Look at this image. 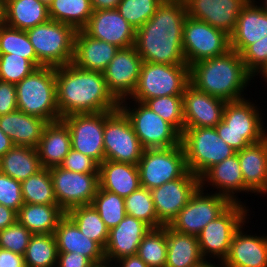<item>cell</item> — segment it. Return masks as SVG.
I'll list each match as a JSON object with an SVG mask.
<instances>
[{"label":"cell","instance_id":"obj_24","mask_svg":"<svg viewBox=\"0 0 267 267\" xmlns=\"http://www.w3.org/2000/svg\"><path fill=\"white\" fill-rule=\"evenodd\" d=\"M248 222L235 232L229 254L222 262L223 267H267V236L244 232Z\"/></svg>","mask_w":267,"mask_h":267},{"label":"cell","instance_id":"obj_12","mask_svg":"<svg viewBox=\"0 0 267 267\" xmlns=\"http://www.w3.org/2000/svg\"><path fill=\"white\" fill-rule=\"evenodd\" d=\"M230 50V36L204 21L189 16L183 24V52L190 67L199 61L225 54Z\"/></svg>","mask_w":267,"mask_h":267},{"label":"cell","instance_id":"obj_45","mask_svg":"<svg viewBox=\"0 0 267 267\" xmlns=\"http://www.w3.org/2000/svg\"><path fill=\"white\" fill-rule=\"evenodd\" d=\"M161 3V0H121L117 10L137 30L155 14Z\"/></svg>","mask_w":267,"mask_h":267},{"label":"cell","instance_id":"obj_39","mask_svg":"<svg viewBox=\"0 0 267 267\" xmlns=\"http://www.w3.org/2000/svg\"><path fill=\"white\" fill-rule=\"evenodd\" d=\"M22 198L28 204H58L55 196L51 173L42 168L21 182Z\"/></svg>","mask_w":267,"mask_h":267},{"label":"cell","instance_id":"obj_21","mask_svg":"<svg viewBox=\"0 0 267 267\" xmlns=\"http://www.w3.org/2000/svg\"><path fill=\"white\" fill-rule=\"evenodd\" d=\"M226 103L189 83L183 93L184 127H216L222 121Z\"/></svg>","mask_w":267,"mask_h":267},{"label":"cell","instance_id":"obj_6","mask_svg":"<svg viewBox=\"0 0 267 267\" xmlns=\"http://www.w3.org/2000/svg\"><path fill=\"white\" fill-rule=\"evenodd\" d=\"M181 144L187 169L199 178L213 165L237 153L219 137L215 127H184Z\"/></svg>","mask_w":267,"mask_h":267},{"label":"cell","instance_id":"obj_61","mask_svg":"<svg viewBox=\"0 0 267 267\" xmlns=\"http://www.w3.org/2000/svg\"><path fill=\"white\" fill-rule=\"evenodd\" d=\"M257 3L265 12H267V0L262 1L261 4L259 2Z\"/></svg>","mask_w":267,"mask_h":267},{"label":"cell","instance_id":"obj_51","mask_svg":"<svg viewBox=\"0 0 267 267\" xmlns=\"http://www.w3.org/2000/svg\"><path fill=\"white\" fill-rule=\"evenodd\" d=\"M16 110L18 108L15 84L0 81V116Z\"/></svg>","mask_w":267,"mask_h":267},{"label":"cell","instance_id":"obj_2","mask_svg":"<svg viewBox=\"0 0 267 267\" xmlns=\"http://www.w3.org/2000/svg\"><path fill=\"white\" fill-rule=\"evenodd\" d=\"M60 117L116 111L119 101L108 90L103 72L88 71L73 63L55 67Z\"/></svg>","mask_w":267,"mask_h":267},{"label":"cell","instance_id":"obj_28","mask_svg":"<svg viewBox=\"0 0 267 267\" xmlns=\"http://www.w3.org/2000/svg\"><path fill=\"white\" fill-rule=\"evenodd\" d=\"M244 184L255 194L267 195V137L237 151Z\"/></svg>","mask_w":267,"mask_h":267},{"label":"cell","instance_id":"obj_10","mask_svg":"<svg viewBox=\"0 0 267 267\" xmlns=\"http://www.w3.org/2000/svg\"><path fill=\"white\" fill-rule=\"evenodd\" d=\"M249 211V207L244 203H232L202 229L197 238L204 259L224 261L229 254L233 236L248 220Z\"/></svg>","mask_w":267,"mask_h":267},{"label":"cell","instance_id":"obj_19","mask_svg":"<svg viewBox=\"0 0 267 267\" xmlns=\"http://www.w3.org/2000/svg\"><path fill=\"white\" fill-rule=\"evenodd\" d=\"M82 30L88 36L113 44L120 49L135 45L136 29L120 15L117 9L93 11Z\"/></svg>","mask_w":267,"mask_h":267},{"label":"cell","instance_id":"obj_43","mask_svg":"<svg viewBox=\"0 0 267 267\" xmlns=\"http://www.w3.org/2000/svg\"><path fill=\"white\" fill-rule=\"evenodd\" d=\"M92 205L109 230L116 227L126 216L124 197L101 188H98Z\"/></svg>","mask_w":267,"mask_h":267},{"label":"cell","instance_id":"obj_53","mask_svg":"<svg viewBox=\"0 0 267 267\" xmlns=\"http://www.w3.org/2000/svg\"><path fill=\"white\" fill-rule=\"evenodd\" d=\"M0 267H26L24 256L0 248Z\"/></svg>","mask_w":267,"mask_h":267},{"label":"cell","instance_id":"obj_62","mask_svg":"<svg viewBox=\"0 0 267 267\" xmlns=\"http://www.w3.org/2000/svg\"><path fill=\"white\" fill-rule=\"evenodd\" d=\"M92 267H112V264H109L108 262H104L101 264L93 265Z\"/></svg>","mask_w":267,"mask_h":267},{"label":"cell","instance_id":"obj_5","mask_svg":"<svg viewBox=\"0 0 267 267\" xmlns=\"http://www.w3.org/2000/svg\"><path fill=\"white\" fill-rule=\"evenodd\" d=\"M15 87L19 111L48 122L61 120L57 106L55 67L36 68Z\"/></svg>","mask_w":267,"mask_h":267},{"label":"cell","instance_id":"obj_35","mask_svg":"<svg viewBox=\"0 0 267 267\" xmlns=\"http://www.w3.org/2000/svg\"><path fill=\"white\" fill-rule=\"evenodd\" d=\"M36 148L14 146L0 158V172L22 182L42 169Z\"/></svg>","mask_w":267,"mask_h":267},{"label":"cell","instance_id":"obj_54","mask_svg":"<svg viewBox=\"0 0 267 267\" xmlns=\"http://www.w3.org/2000/svg\"><path fill=\"white\" fill-rule=\"evenodd\" d=\"M17 221V212L0 204V231Z\"/></svg>","mask_w":267,"mask_h":267},{"label":"cell","instance_id":"obj_1","mask_svg":"<svg viewBox=\"0 0 267 267\" xmlns=\"http://www.w3.org/2000/svg\"><path fill=\"white\" fill-rule=\"evenodd\" d=\"M184 3L162 2L155 14L136 30L135 47L144 62L187 65L183 52Z\"/></svg>","mask_w":267,"mask_h":267},{"label":"cell","instance_id":"obj_56","mask_svg":"<svg viewBox=\"0 0 267 267\" xmlns=\"http://www.w3.org/2000/svg\"><path fill=\"white\" fill-rule=\"evenodd\" d=\"M121 0H91L93 11L117 9Z\"/></svg>","mask_w":267,"mask_h":267},{"label":"cell","instance_id":"obj_33","mask_svg":"<svg viewBox=\"0 0 267 267\" xmlns=\"http://www.w3.org/2000/svg\"><path fill=\"white\" fill-rule=\"evenodd\" d=\"M66 212L58 204L24 203L17 212V221L33 235L54 234Z\"/></svg>","mask_w":267,"mask_h":267},{"label":"cell","instance_id":"obj_26","mask_svg":"<svg viewBox=\"0 0 267 267\" xmlns=\"http://www.w3.org/2000/svg\"><path fill=\"white\" fill-rule=\"evenodd\" d=\"M120 48L77 30L72 63L83 70L103 72Z\"/></svg>","mask_w":267,"mask_h":267},{"label":"cell","instance_id":"obj_48","mask_svg":"<svg viewBox=\"0 0 267 267\" xmlns=\"http://www.w3.org/2000/svg\"><path fill=\"white\" fill-rule=\"evenodd\" d=\"M0 204L18 212L24 204L21 182L0 172Z\"/></svg>","mask_w":267,"mask_h":267},{"label":"cell","instance_id":"obj_36","mask_svg":"<svg viewBox=\"0 0 267 267\" xmlns=\"http://www.w3.org/2000/svg\"><path fill=\"white\" fill-rule=\"evenodd\" d=\"M50 20L82 30L93 13L91 0H52L48 6Z\"/></svg>","mask_w":267,"mask_h":267},{"label":"cell","instance_id":"obj_41","mask_svg":"<svg viewBox=\"0 0 267 267\" xmlns=\"http://www.w3.org/2000/svg\"><path fill=\"white\" fill-rule=\"evenodd\" d=\"M126 215L135 217L146 223L151 229L161 228L164 225L158 220L151 190L144 187L132 192L124 198Z\"/></svg>","mask_w":267,"mask_h":267},{"label":"cell","instance_id":"obj_57","mask_svg":"<svg viewBox=\"0 0 267 267\" xmlns=\"http://www.w3.org/2000/svg\"><path fill=\"white\" fill-rule=\"evenodd\" d=\"M14 146L12 140L0 129V158Z\"/></svg>","mask_w":267,"mask_h":267},{"label":"cell","instance_id":"obj_29","mask_svg":"<svg viewBox=\"0 0 267 267\" xmlns=\"http://www.w3.org/2000/svg\"><path fill=\"white\" fill-rule=\"evenodd\" d=\"M72 149L68 126L62 121L49 122L36 150L43 168L60 166Z\"/></svg>","mask_w":267,"mask_h":267},{"label":"cell","instance_id":"obj_52","mask_svg":"<svg viewBox=\"0 0 267 267\" xmlns=\"http://www.w3.org/2000/svg\"><path fill=\"white\" fill-rule=\"evenodd\" d=\"M94 264L78 252H58L56 267H92Z\"/></svg>","mask_w":267,"mask_h":267},{"label":"cell","instance_id":"obj_18","mask_svg":"<svg viewBox=\"0 0 267 267\" xmlns=\"http://www.w3.org/2000/svg\"><path fill=\"white\" fill-rule=\"evenodd\" d=\"M142 63L136 47L132 46L119 49L103 71L108 90L119 102L135 91Z\"/></svg>","mask_w":267,"mask_h":267},{"label":"cell","instance_id":"obj_11","mask_svg":"<svg viewBox=\"0 0 267 267\" xmlns=\"http://www.w3.org/2000/svg\"><path fill=\"white\" fill-rule=\"evenodd\" d=\"M137 166L141 187L149 190L181 178L188 171L182 144L169 148L144 149Z\"/></svg>","mask_w":267,"mask_h":267},{"label":"cell","instance_id":"obj_40","mask_svg":"<svg viewBox=\"0 0 267 267\" xmlns=\"http://www.w3.org/2000/svg\"><path fill=\"white\" fill-rule=\"evenodd\" d=\"M0 54H15L30 60L37 68L42 67L26 31L11 28L4 23L0 24Z\"/></svg>","mask_w":267,"mask_h":267},{"label":"cell","instance_id":"obj_50","mask_svg":"<svg viewBox=\"0 0 267 267\" xmlns=\"http://www.w3.org/2000/svg\"><path fill=\"white\" fill-rule=\"evenodd\" d=\"M61 168L79 173H98L99 164L91 157L71 149L64 158Z\"/></svg>","mask_w":267,"mask_h":267},{"label":"cell","instance_id":"obj_63","mask_svg":"<svg viewBox=\"0 0 267 267\" xmlns=\"http://www.w3.org/2000/svg\"><path fill=\"white\" fill-rule=\"evenodd\" d=\"M162 2H181V3H185L186 0H161Z\"/></svg>","mask_w":267,"mask_h":267},{"label":"cell","instance_id":"obj_7","mask_svg":"<svg viewBox=\"0 0 267 267\" xmlns=\"http://www.w3.org/2000/svg\"><path fill=\"white\" fill-rule=\"evenodd\" d=\"M76 32L74 27L54 20L26 31L38 62L52 67L72 63Z\"/></svg>","mask_w":267,"mask_h":267},{"label":"cell","instance_id":"obj_3","mask_svg":"<svg viewBox=\"0 0 267 267\" xmlns=\"http://www.w3.org/2000/svg\"><path fill=\"white\" fill-rule=\"evenodd\" d=\"M253 79L255 78L247 70L241 54L232 49L189 67L191 85L226 102L245 98L244 90Z\"/></svg>","mask_w":267,"mask_h":267},{"label":"cell","instance_id":"obj_47","mask_svg":"<svg viewBox=\"0 0 267 267\" xmlns=\"http://www.w3.org/2000/svg\"><path fill=\"white\" fill-rule=\"evenodd\" d=\"M33 234L22 224H14L0 231V248L24 256Z\"/></svg>","mask_w":267,"mask_h":267},{"label":"cell","instance_id":"obj_60","mask_svg":"<svg viewBox=\"0 0 267 267\" xmlns=\"http://www.w3.org/2000/svg\"><path fill=\"white\" fill-rule=\"evenodd\" d=\"M4 7H5V0H0V24L4 22Z\"/></svg>","mask_w":267,"mask_h":267},{"label":"cell","instance_id":"obj_20","mask_svg":"<svg viewBox=\"0 0 267 267\" xmlns=\"http://www.w3.org/2000/svg\"><path fill=\"white\" fill-rule=\"evenodd\" d=\"M249 0H186L187 16L204 21L231 35L238 15Z\"/></svg>","mask_w":267,"mask_h":267},{"label":"cell","instance_id":"obj_44","mask_svg":"<svg viewBox=\"0 0 267 267\" xmlns=\"http://www.w3.org/2000/svg\"><path fill=\"white\" fill-rule=\"evenodd\" d=\"M152 111L170 123L180 134L184 131L183 95L161 96L144 102Z\"/></svg>","mask_w":267,"mask_h":267},{"label":"cell","instance_id":"obj_23","mask_svg":"<svg viewBox=\"0 0 267 267\" xmlns=\"http://www.w3.org/2000/svg\"><path fill=\"white\" fill-rule=\"evenodd\" d=\"M150 229L143 221L126 215L116 227L109 230L104 249L106 262L113 264L122 257L137 255L138 246Z\"/></svg>","mask_w":267,"mask_h":267},{"label":"cell","instance_id":"obj_58","mask_svg":"<svg viewBox=\"0 0 267 267\" xmlns=\"http://www.w3.org/2000/svg\"><path fill=\"white\" fill-rule=\"evenodd\" d=\"M193 267H223V263L221 261H219L218 264H216V262H214V260L204 259L200 263L194 265Z\"/></svg>","mask_w":267,"mask_h":267},{"label":"cell","instance_id":"obj_30","mask_svg":"<svg viewBox=\"0 0 267 267\" xmlns=\"http://www.w3.org/2000/svg\"><path fill=\"white\" fill-rule=\"evenodd\" d=\"M48 123L45 119L19 110L0 116V129L15 146L36 148Z\"/></svg>","mask_w":267,"mask_h":267},{"label":"cell","instance_id":"obj_4","mask_svg":"<svg viewBox=\"0 0 267 267\" xmlns=\"http://www.w3.org/2000/svg\"><path fill=\"white\" fill-rule=\"evenodd\" d=\"M260 107L243 98L226 103L222 121L215 127L219 137L236 151L267 137Z\"/></svg>","mask_w":267,"mask_h":267},{"label":"cell","instance_id":"obj_55","mask_svg":"<svg viewBox=\"0 0 267 267\" xmlns=\"http://www.w3.org/2000/svg\"><path fill=\"white\" fill-rule=\"evenodd\" d=\"M119 265H118V264ZM149 267L138 255L125 256L114 262L112 267Z\"/></svg>","mask_w":267,"mask_h":267},{"label":"cell","instance_id":"obj_15","mask_svg":"<svg viewBox=\"0 0 267 267\" xmlns=\"http://www.w3.org/2000/svg\"><path fill=\"white\" fill-rule=\"evenodd\" d=\"M58 205L65 211L92 204L99 188V173H79L60 166L49 168Z\"/></svg>","mask_w":267,"mask_h":267},{"label":"cell","instance_id":"obj_17","mask_svg":"<svg viewBox=\"0 0 267 267\" xmlns=\"http://www.w3.org/2000/svg\"><path fill=\"white\" fill-rule=\"evenodd\" d=\"M199 187L200 178L188 170L181 178L152 189L158 220L164 226L170 225Z\"/></svg>","mask_w":267,"mask_h":267},{"label":"cell","instance_id":"obj_59","mask_svg":"<svg viewBox=\"0 0 267 267\" xmlns=\"http://www.w3.org/2000/svg\"><path fill=\"white\" fill-rule=\"evenodd\" d=\"M261 76V78H263L264 82H267V63L265 64V66L254 76Z\"/></svg>","mask_w":267,"mask_h":267},{"label":"cell","instance_id":"obj_42","mask_svg":"<svg viewBox=\"0 0 267 267\" xmlns=\"http://www.w3.org/2000/svg\"><path fill=\"white\" fill-rule=\"evenodd\" d=\"M137 255L149 267H165L167 255L166 225L148 231L138 246Z\"/></svg>","mask_w":267,"mask_h":267},{"label":"cell","instance_id":"obj_64","mask_svg":"<svg viewBox=\"0 0 267 267\" xmlns=\"http://www.w3.org/2000/svg\"><path fill=\"white\" fill-rule=\"evenodd\" d=\"M39 1L45 3V4L48 5V6H49V4L52 2V0H39Z\"/></svg>","mask_w":267,"mask_h":267},{"label":"cell","instance_id":"obj_13","mask_svg":"<svg viewBox=\"0 0 267 267\" xmlns=\"http://www.w3.org/2000/svg\"><path fill=\"white\" fill-rule=\"evenodd\" d=\"M207 191V192H204ZM199 187L169 225L179 233L198 236L202 229L221 215L232 202L225 196Z\"/></svg>","mask_w":267,"mask_h":267},{"label":"cell","instance_id":"obj_9","mask_svg":"<svg viewBox=\"0 0 267 267\" xmlns=\"http://www.w3.org/2000/svg\"><path fill=\"white\" fill-rule=\"evenodd\" d=\"M129 102L121 100L119 109L129 119L144 149L169 148L181 144V134L170 123L144 103L135 100Z\"/></svg>","mask_w":267,"mask_h":267},{"label":"cell","instance_id":"obj_8","mask_svg":"<svg viewBox=\"0 0 267 267\" xmlns=\"http://www.w3.org/2000/svg\"><path fill=\"white\" fill-rule=\"evenodd\" d=\"M189 83L188 65H166L143 61L135 91L124 100L144 103L155 97L183 95Z\"/></svg>","mask_w":267,"mask_h":267},{"label":"cell","instance_id":"obj_49","mask_svg":"<svg viewBox=\"0 0 267 267\" xmlns=\"http://www.w3.org/2000/svg\"><path fill=\"white\" fill-rule=\"evenodd\" d=\"M241 58L247 70L255 76L267 63V35L249 45L241 53Z\"/></svg>","mask_w":267,"mask_h":267},{"label":"cell","instance_id":"obj_37","mask_svg":"<svg viewBox=\"0 0 267 267\" xmlns=\"http://www.w3.org/2000/svg\"><path fill=\"white\" fill-rule=\"evenodd\" d=\"M66 215L86 237L105 249L109 229L92 204L74 207L67 211Z\"/></svg>","mask_w":267,"mask_h":267},{"label":"cell","instance_id":"obj_25","mask_svg":"<svg viewBox=\"0 0 267 267\" xmlns=\"http://www.w3.org/2000/svg\"><path fill=\"white\" fill-rule=\"evenodd\" d=\"M267 35V12L256 0H249L242 8L236 28L230 35V49L241 54L249 45Z\"/></svg>","mask_w":267,"mask_h":267},{"label":"cell","instance_id":"obj_38","mask_svg":"<svg viewBox=\"0 0 267 267\" xmlns=\"http://www.w3.org/2000/svg\"><path fill=\"white\" fill-rule=\"evenodd\" d=\"M58 257L54 234L32 235L24 254L26 267H56Z\"/></svg>","mask_w":267,"mask_h":267},{"label":"cell","instance_id":"obj_46","mask_svg":"<svg viewBox=\"0 0 267 267\" xmlns=\"http://www.w3.org/2000/svg\"><path fill=\"white\" fill-rule=\"evenodd\" d=\"M37 67L15 54H0V81L17 84Z\"/></svg>","mask_w":267,"mask_h":267},{"label":"cell","instance_id":"obj_14","mask_svg":"<svg viewBox=\"0 0 267 267\" xmlns=\"http://www.w3.org/2000/svg\"><path fill=\"white\" fill-rule=\"evenodd\" d=\"M105 160L137 165L144 148L129 119L120 110L112 111L104 123Z\"/></svg>","mask_w":267,"mask_h":267},{"label":"cell","instance_id":"obj_22","mask_svg":"<svg viewBox=\"0 0 267 267\" xmlns=\"http://www.w3.org/2000/svg\"><path fill=\"white\" fill-rule=\"evenodd\" d=\"M209 186L217 189L215 193L227 197L232 203H243L237 196L240 192L253 193L244 184L237 153L213 165L200 177V187L206 190Z\"/></svg>","mask_w":267,"mask_h":267},{"label":"cell","instance_id":"obj_31","mask_svg":"<svg viewBox=\"0 0 267 267\" xmlns=\"http://www.w3.org/2000/svg\"><path fill=\"white\" fill-rule=\"evenodd\" d=\"M99 188L127 197L141 187L138 166L104 160L99 164Z\"/></svg>","mask_w":267,"mask_h":267},{"label":"cell","instance_id":"obj_34","mask_svg":"<svg viewBox=\"0 0 267 267\" xmlns=\"http://www.w3.org/2000/svg\"><path fill=\"white\" fill-rule=\"evenodd\" d=\"M166 239L165 267H193L204 260L196 236L179 233L166 225Z\"/></svg>","mask_w":267,"mask_h":267},{"label":"cell","instance_id":"obj_32","mask_svg":"<svg viewBox=\"0 0 267 267\" xmlns=\"http://www.w3.org/2000/svg\"><path fill=\"white\" fill-rule=\"evenodd\" d=\"M50 20L48 5L39 0H5L4 24L27 31Z\"/></svg>","mask_w":267,"mask_h":267},{"label":"cell","instance_id":"obj_16","mask_svg":"<svg viewBox=\"0 0 267 267\" xmlns=\"http://www.w3.org/2000/svg\"><path fill=\"white\" fill-rule=\"evenodd\" d=\"M111 112L73 114L61 118L70 131L72 149L101 164L105 160L104 123Z\"/></svg>","mask_w":267,"mask_h":267},{"label":"cell","instance_id":"obj_27","mask_svg":"<svg viewBox=\"0 0 267 267\" xmlns=\"http://www.w3.org/2000/svg\"><path fill=\"white\" fill-rule=\"evenodd\" d=\"M54 236L58 252H78L86 256L94 265L106 262L104 249L97 242L86 237L67 215L59 221Z\"/></svg>","mask_w":267,"mask_h":267}]
</instances>
